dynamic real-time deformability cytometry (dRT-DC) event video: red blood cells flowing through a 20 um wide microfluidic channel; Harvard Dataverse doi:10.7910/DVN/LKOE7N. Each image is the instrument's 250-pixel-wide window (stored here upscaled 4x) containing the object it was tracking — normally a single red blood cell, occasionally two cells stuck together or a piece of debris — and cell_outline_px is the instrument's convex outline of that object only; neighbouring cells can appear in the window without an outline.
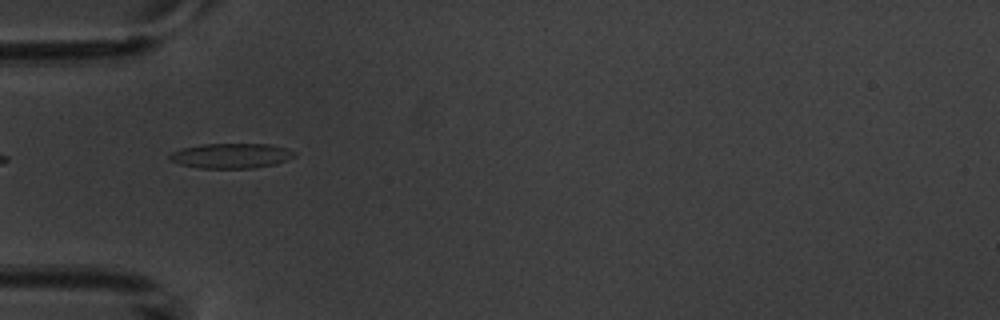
{"species": "common noctule bat (a hibernating species)", "species_latin": "Nyctalus noctula", "temperature_condition": "warm", "stored_images_in_passage": 7, "camera_frame_rate_fps": 3000, "um_per_image_px": 0.085, "animal": {"sex": "male", "body_mass_g": 20.1, "forearm_length_mm": 53.5}, "frame": {"image": 1, "passage_image": 5, "time_ms": 4.667, "image_size_px": [1000, 320], "cell_outline_px": [[296, 156], [288, 160], [276, 164], [252, 168], [200, 168], [180, 164], [168, 160], [168, 156], [172, 152], [184, 148], [204, 144], [268, 144], [284, 148], [296, 152]], "centroid_in_image_um": [19.66, 13.24], "position_along_channel_um": 65.3, "area_um2": 18.09}}
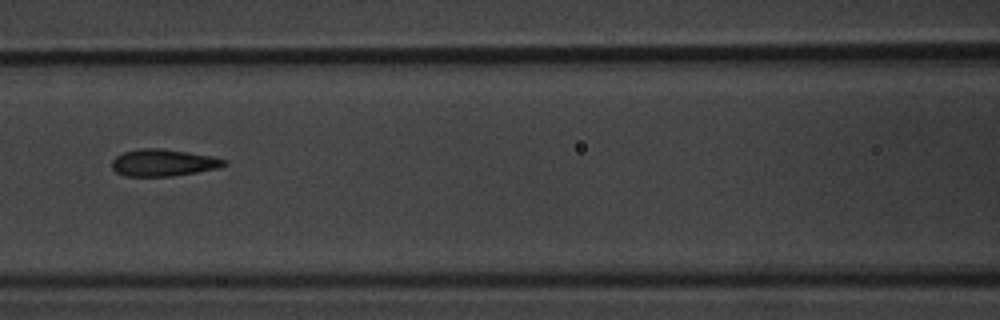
{"frame": {"image": 2, "passage_image": 7, "time_ms": 7.0, "image_size_px": [1000, 320], "cell_outline_px": [[228, 164], [220, 168], [172, 176], [124, 176], [116, 172], [112, 168], [112, 160], [116, 156], [124, 152], [140, 148], [160, 148], [188, 152], [212, 156], [228, 160]], "centroid_in_image_um": [13.9, 13.83], "position_along_channel_um": 152.7, "area_um2": 17.74}}